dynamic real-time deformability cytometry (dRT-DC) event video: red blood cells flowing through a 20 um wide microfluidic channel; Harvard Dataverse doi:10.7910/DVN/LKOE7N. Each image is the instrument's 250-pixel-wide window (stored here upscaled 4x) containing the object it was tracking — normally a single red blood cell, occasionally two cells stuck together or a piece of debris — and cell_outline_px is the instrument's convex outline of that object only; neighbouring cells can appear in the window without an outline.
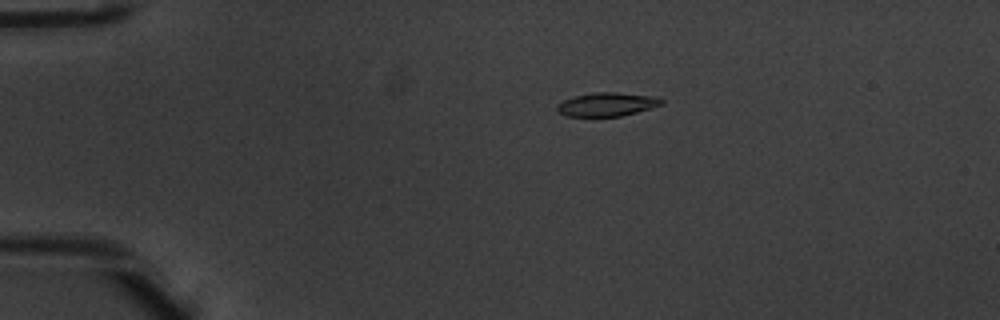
{"species": "common noctule bat (a hibernating species)", "species_latin": "Nyctalus noctula", "temperature_condition": "warm", "stored_images_in_passage": 42, "camera_frame_rate_fps": 3000, "um_per_image_px": 0.085, "animal": {"sex": "male", "body_mass_g": 20.1, "forearm_length_mm": 53.5}, "frame": {"image": 1, "passage_image": 1, "time_ms": 0.0, "image_size_px": [1000, 320], "cell_outline_px": [[664, 104], [636, 112], [620, 116], [568, 116], [560, 112], [556, 108], [556, 104], [572, 96], [596, 92], [616, 92], [656, 96], [664, 100]], "centroid_in_image_um": [51.61, 8.85], "position_along_channel_um": 33.4, "area_um2": 14.39}}
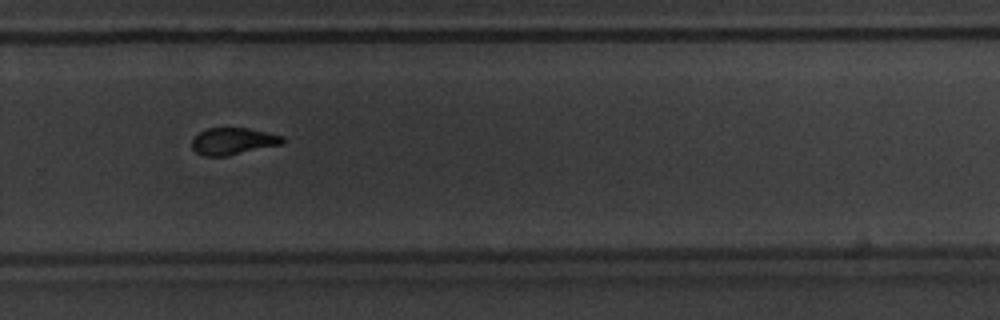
{"frame": {"image": 2, "passage_image": 26, "time_ms": 8.333, "image_size_px": [1000, 320], "cell_outline_px": [[284, 140], [280, 144], [228, 156], [204, 156], [196, 152], [192, 148], [192, 140], [200, 132], [208, 128], [248, 128], [284, 136]], "centroid_in_image_um": [19.79, 12.0], "position_along_channel_um": 310.0, "area_um2": 14.05}}
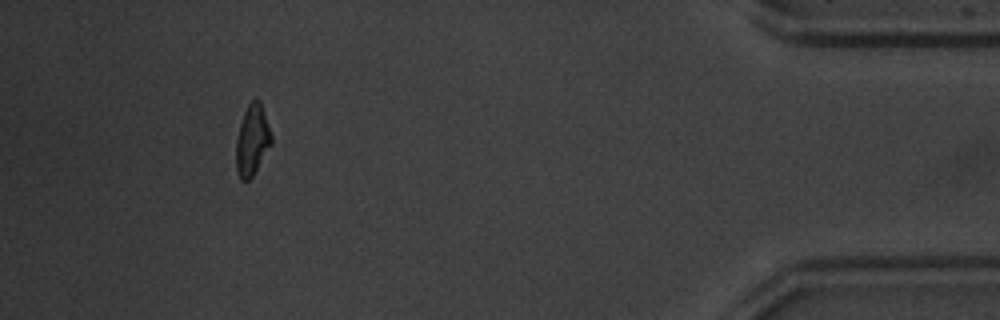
{"frame": {"image": 3, "passage_image": 38, "time_ms": 12.333, "image_size_px": [1000, 320], "cell_outline_px": [[272, 144], [252, 176], [248, 180], [240, 180], [236, 168], [236, 140], [240, 124], [244, 112], [248, 104], [252, 100], [260, 100], [272, 136]], "centroid_in_image_um": [21.44, 11.92], "position_along_channel_um": 413.8, "area_um2": 14.39}, "authors_computed_cell_mechanics": {"area_um2": 14.8257, "velocity_mm_per_s": 3.9704, "shape_relaxation_time_tau1_ms": 2.8387, "shape_relaxation_time_tau2_ms": 1.7077, "deformation_change_tau1": 0.1616, "deformation_change_tau2": 0.088}}